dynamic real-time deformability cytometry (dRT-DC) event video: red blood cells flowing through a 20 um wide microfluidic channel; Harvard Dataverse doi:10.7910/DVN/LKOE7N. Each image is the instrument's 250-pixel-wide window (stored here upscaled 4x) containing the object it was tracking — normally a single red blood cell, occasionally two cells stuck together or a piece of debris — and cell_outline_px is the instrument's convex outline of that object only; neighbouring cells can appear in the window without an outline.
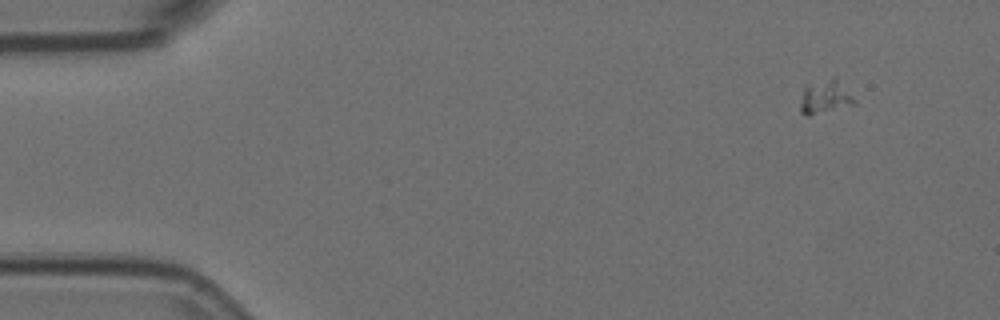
{"species": "Egyptian fruit bat (a non-hibernating species)", "species_latin": "Rousettus aegyptiacus", "temperature_condition": "room temperature", "stored_images_in_passage": 9, "camera_frame_rate_fps": 3000, "um_per_image_px": 0.085, "animal": {"sex": "female"}, "frame": {"image": 1, "passage_image": 2, "time_ms": 0.333, "image_size_px": [1000, 320], "cell_outline_px": [[856, 104], [808, 116], [804, 116], [800, 112], [800, 104], [804, 88], [832, 76], [836, 76], [856, 100]], "centroid_in_image_um": [70.16, 8.25], "position_along_channel_um": 14.8, "area_um2": 10.52}}
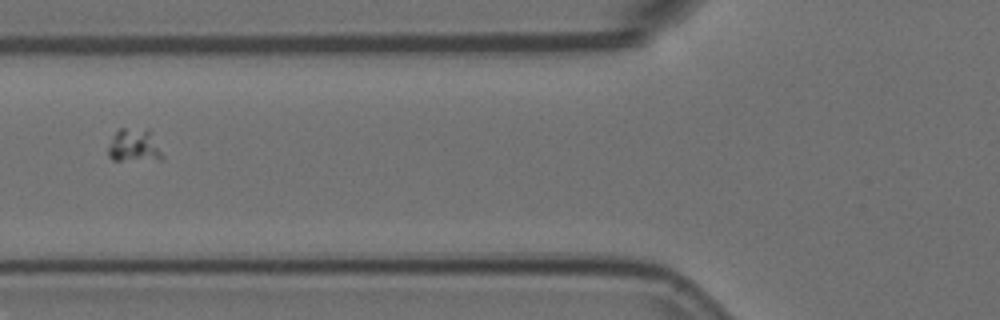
{"frame": {"image": 2, "passage_image": 7, "time_ms": 2.0, "image_size_px": [1000, 320], "cell_outline_px": [[164, 156], [160, 160], [112, 160], [108, 156], [108, 148], [116, 132], [120, 128], [148, 128]], "centroid_in_image_um": [11.41, 12.37], "position_along_channel_um": 114.4, "area_um2": 10.46}}
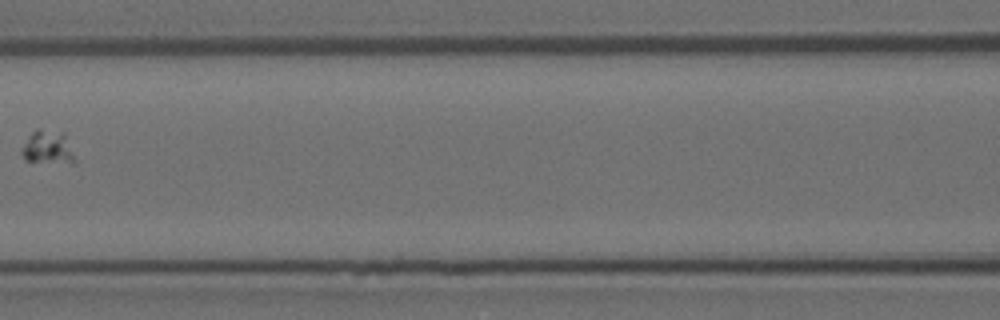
{"frame": {"image": 3, "passage_image": 8, "time_ms": 2.333, "image_size_px": [1000, 320], "cell_outline_px": [[76, 160], [72, 164], [24, 160], [20, 152], [20, 148], [28, 136], [36, 128], [40, 128], [64, 132]], "centroid_in_image_um": [4.04, 12.52], "position_along_channel_um": 162.6, "area_um2": 10.64}}